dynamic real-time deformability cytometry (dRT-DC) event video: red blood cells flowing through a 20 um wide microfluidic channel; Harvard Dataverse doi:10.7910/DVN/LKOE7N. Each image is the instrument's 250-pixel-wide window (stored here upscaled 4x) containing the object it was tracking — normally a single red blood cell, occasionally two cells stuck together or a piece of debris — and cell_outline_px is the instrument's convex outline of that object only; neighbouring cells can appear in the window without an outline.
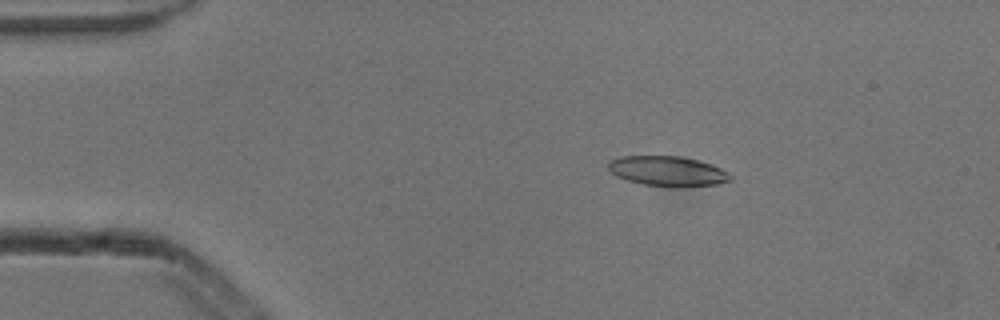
{"species": "common noctule bat (a hibernating species)", "species_latin": "Nyctalus noctula", "temperature_condition": "cold", "stored_images_in_passage": 4, "camera_frame_rate_fps": 3000, "um_per_image_px": 0.085, "animal": {"sex": "male", "body_mass_g": 13.3}, "frame": {"image": 1, "passage_image": 1, "time_ms": 0.0, "image_size_px": [1000, 320], "cell_outline_px": [[732, 180], [716, 184], [684, 188], [676, 188], [644, 184], [628, 180], [616, 176], [608, 168], [608, 164], [612, 160], [620, 156], [680, 156], [712, 164], [728, 172], [732, 176]], "centroid_in_image_um": [56.79, 14.56], "position_along_channel_um": 28.2, "area_um2": 21.44}}
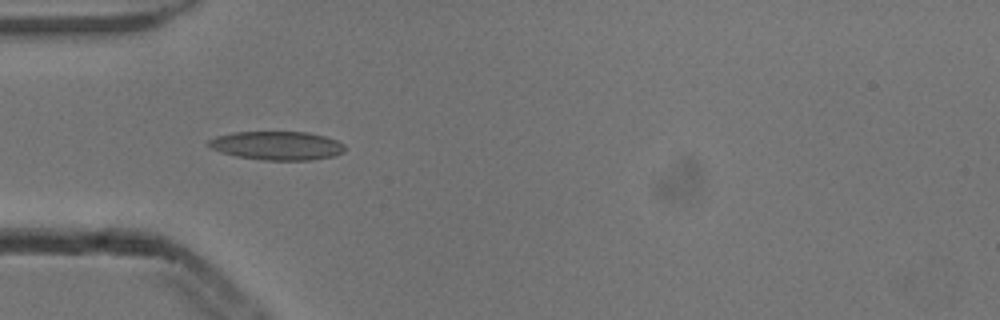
{"frame": {"image": 2, "passage_image": 3, "time_ms": 0.667, "image_size_px": [1000, 320], "cell_outline_px": [[344, 152], [336, 156], [312, 160], [264, 160], [236, 156], [212, 148], [208, 144], [208, 140], [216, 136], [236, 132], [308, 132], [324, 136], [336, 140], [344, 144]], "centroid_in_image_um": [23.6, 12.38], "position_along_channel_um": 61.4, "area_um2": 22.66}}
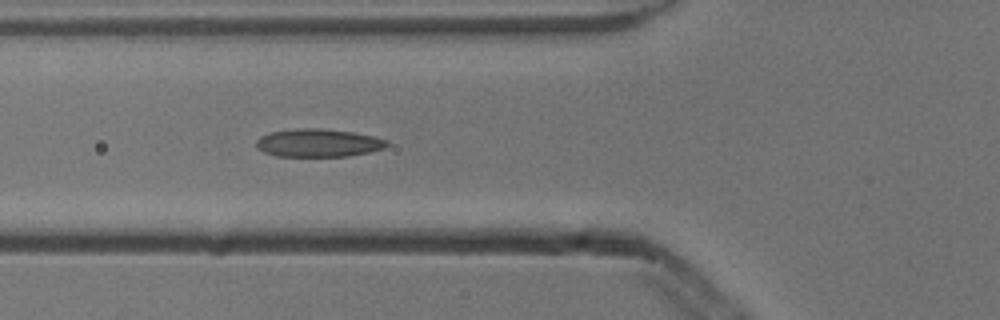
{"frame": {"image": 3, "passage_image": 4, "time_ms": 1.0, "image_size_px": [1000, 320], "cell_outline_px": [[388, 144], [384, 148], [368, 152], [348, 156], [276, 156], [264, 152], [256, 148], [256, 140], [260, 136], [272, 132], [296, 128], [320, 128], [352, 132], [372, 136], [388, 140]], "centroid_in_image_um": [27.02, 12.14], "position_along_channel_um": 98.8, "area_um2": 21.27}}